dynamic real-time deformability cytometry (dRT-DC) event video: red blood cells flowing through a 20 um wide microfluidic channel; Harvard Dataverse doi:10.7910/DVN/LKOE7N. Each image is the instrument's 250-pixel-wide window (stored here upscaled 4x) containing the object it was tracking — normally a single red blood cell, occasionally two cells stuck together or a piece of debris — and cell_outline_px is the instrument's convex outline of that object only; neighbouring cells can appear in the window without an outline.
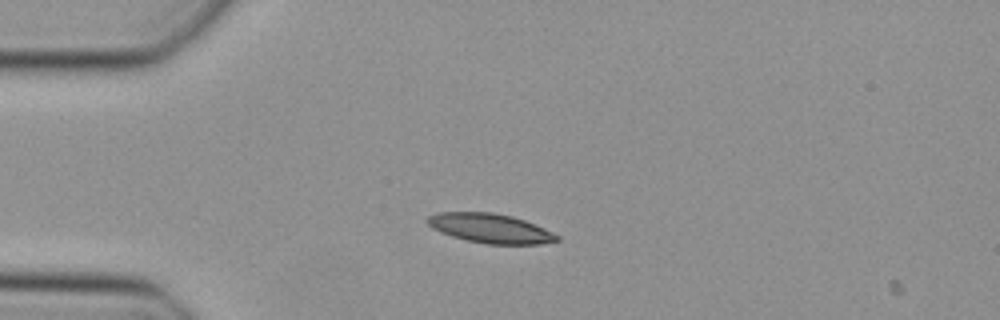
{"species": "Egyptian fruit bat (a non-hibernating species)", "species_latin": "Rousettus aegyptiacus", "temperature_condition": "cold", "stored_images_in_passage": 4, "camera_frame_rate_fps": 3000, "um_per_image_px": 0.085, "animal": {"sex": "female"}, "frame": {"image": 1, "passage_image": 3, "time_ms": 0.667, "image_size_px": [1000, 320], "cell_outline_px": [[560, 240], [540, 244], [488, 244], [468, 240], [452, 236], [440, 232], [432, 228], [428, 224], [428, 216], [436, 212], [492, 212], [512, 216], [524, 220], [544, 228], [560, 236]], "centroid_in_image_um": [41.68, 19.4], "position_along_channel_um": 43.3, "area_um2": 22.08}}